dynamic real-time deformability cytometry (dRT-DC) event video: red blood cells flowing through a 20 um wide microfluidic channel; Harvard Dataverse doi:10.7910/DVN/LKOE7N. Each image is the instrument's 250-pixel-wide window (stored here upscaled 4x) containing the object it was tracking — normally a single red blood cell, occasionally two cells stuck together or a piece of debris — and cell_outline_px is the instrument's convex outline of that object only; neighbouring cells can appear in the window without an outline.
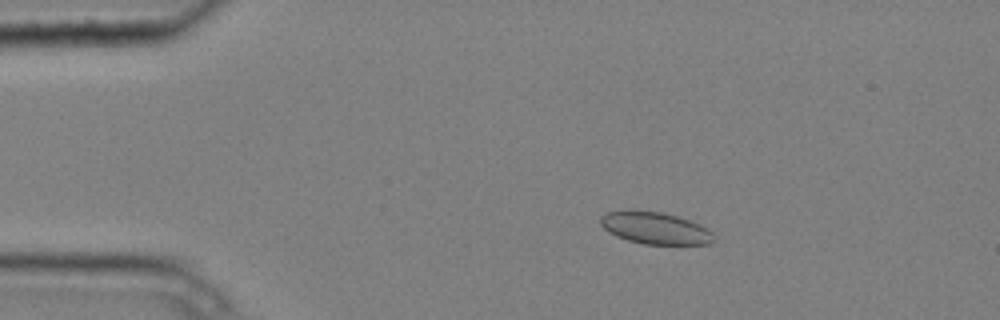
{"species": "common noctule bat (a hibernating species)", "species_latin": "Nyctalus noctula", "temperature_condition": "cold", "stored_images_in_passage": 7, "camera_frame_rate_fps": 3000, "um_per_image_px": 0.085, "animal": {"sex": "male", "body_mass_g": 20.4}, "frame": {"image": 1, "passage_image": 3, "time_ms": 0.667, "image_size_px": [1000, 320], "cell_outline_px": [[716, 240], [708, 244], [644, 244], [628, 240], [616, 236], [608, 232], [600, 224], [600, 216], [608, 212], [624, 208], [660, 212], [676, 216], [700, 224], [708, 228], [712, 232]], "centroid_in_image_um": [55.65, 19.37], "position_along_channel_um": 29.3, "area_um2": 21.44}}
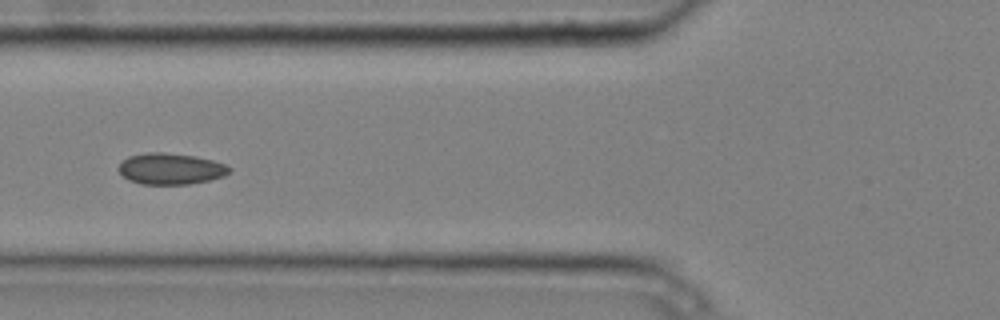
{"frame": {"image": 2, "passage_image": 6, "time_ms": 1.667, "image_size_px": [1000, 320], "cell_outline_px": [[232, 172], [224, 176], [208, 180], [188, 184], [140, 184], [128, 180], [116, 168], [128, 156], [148, 152], [164, 152], [196, 156], [228, 164], [232, 168]], "centroid_in_image_um": [14.53, 14.34], "position_along_channel_um": 111.3, "area_um2": 20.35}}
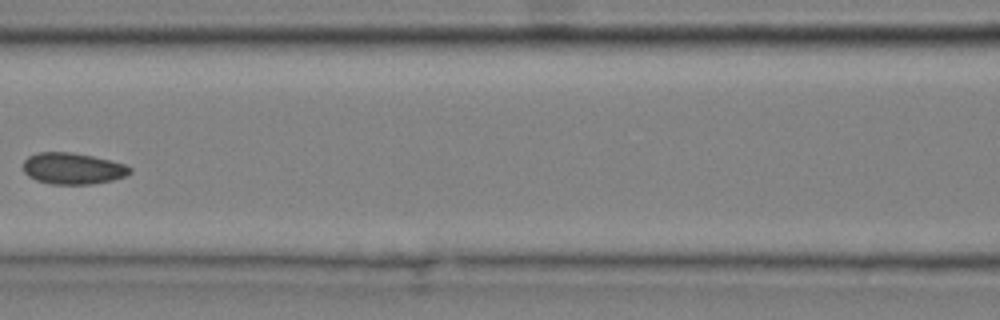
{"frame": {"image": 3, "passage_image": 7, "time_ms": 2.0, "image_size_px": [1000, 320], "cell_outline_px": [[132, 172], [124, 176], [112, 180], [92, 184], [52, 184], [36, 180], [28, 176], [24, 172], [24, 160], [28, 156], [40, 152], [72, 152], [92, 156], [124, 164], [132, 168]], "centroid_in_image_um": [6.17, 14.32], "position_along_channel_um": 160.4, "area_um2": 19.42}}